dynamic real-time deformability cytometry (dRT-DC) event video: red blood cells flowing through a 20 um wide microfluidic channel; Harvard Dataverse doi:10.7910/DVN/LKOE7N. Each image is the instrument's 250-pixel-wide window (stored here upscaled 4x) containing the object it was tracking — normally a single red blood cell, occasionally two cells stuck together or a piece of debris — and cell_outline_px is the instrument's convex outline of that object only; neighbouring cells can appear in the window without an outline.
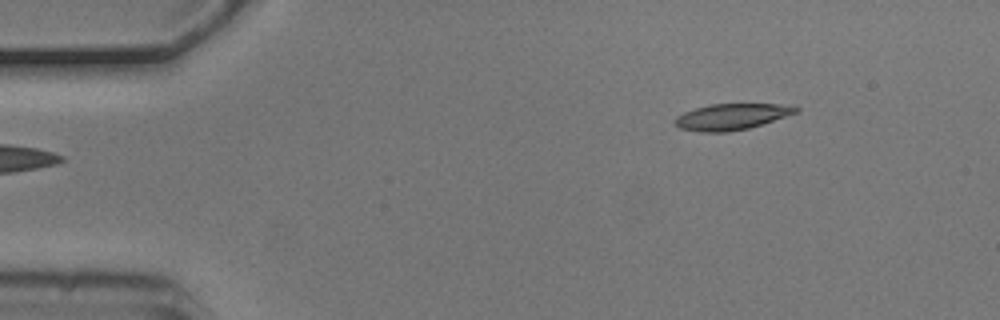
{"species": "common noctule bat (a hibernating species)", "species_latin": "Nyctalus noctula", "temperature_condition": "cold", "stored_images_in_passage": 3, "camera_frame_rate_fps": 3000, "um_per_image_px": 0.085, "animal": {"sex": "male", "body_mass_g": 20.5, "forearm_length_mm": 52.5}, "frame": {"image": 1, "passage_image": 3, "time_ms": 0.667, "image_size_px": [1000, 320], "cell_outline_px": [[800, 108], [796, 112], [748, 128], [728, 132], [700, 132], [680, 128], [672, 120], [676, 116], [684, 112], [708, 104], [780, 104]], "centroid_in_image_um": [62.09, 9.92], "position_along_channel_um": 22.9, "area_um2": 18.09}}